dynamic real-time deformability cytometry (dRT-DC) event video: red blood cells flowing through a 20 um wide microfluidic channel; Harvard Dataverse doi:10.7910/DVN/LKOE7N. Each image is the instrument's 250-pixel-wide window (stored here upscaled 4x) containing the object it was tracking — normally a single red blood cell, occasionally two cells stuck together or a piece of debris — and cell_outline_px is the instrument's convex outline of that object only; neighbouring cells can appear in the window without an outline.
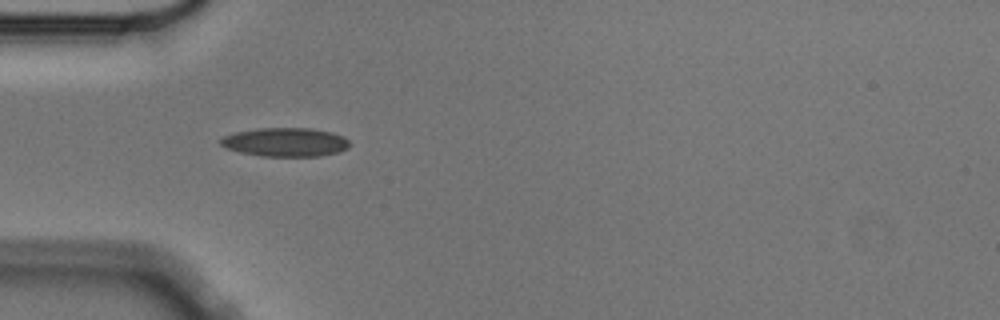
{"species": "Egyptian fruit bat (a non-hibernating species)", "species_latin": "Rousettus aegyptiacus", "temperature_condition": "cold", "stored_images_in_passage": 10, "camera_frame_rate_fps": 3000, "um_per_image_px": 0.085, "animal": {"sex": "male"}, "frame": {"image": 1, "passage_image": 4, "time_ms": 1.0, "image_size_px": [1000, 320], "cell_outline_px": [[348, 148], [340, 152], [320, 156], [260, 156], [240, 152], [224, 148], [220, 144], [220, 140], [224, 136], [236, 132], [260, 128], [312, 128], [332, 132], [344, 136], [348, 140]], "centroid_in_image_um": [24.27, 12.08], "position_along_channel_um": 60.7, "area_um2": 21.73}}
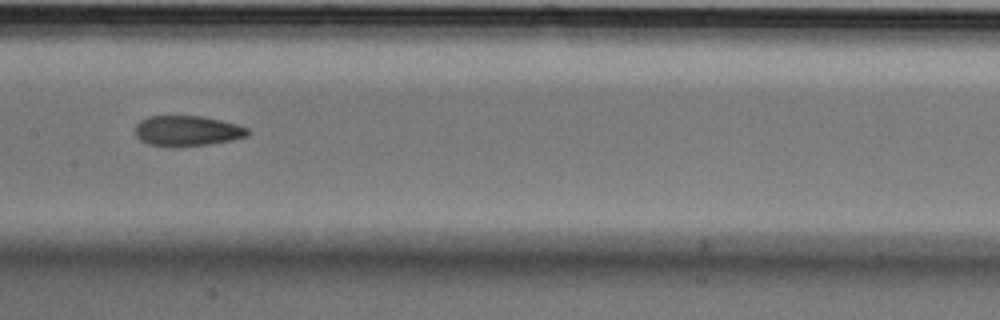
{"frame": {"image": 2, "passage_image": 7, "time_ms": 2.0, "image_size_px": [1000, 320], "cell_outline_px": [[248, 136], [232, 140], [208, 144], [176, 148], [148, 144], [140, 140], [136, 136], [136, 124], [140, 120], [148, 116], [200, 116], [220, 120], [236, 124], [248, 128]], "centroid_in_image_um": [15.88, 11.14], "position_along_channel_um": 191.5, "area_um2": 20.06}}
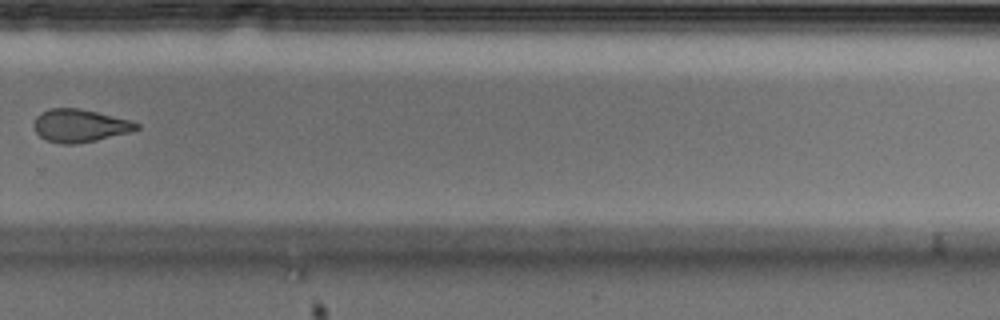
{"frame": {"image": 3, "passage_image": 10, "time_ms": 3.0, "image_size_px": [1000, 320], "cell_outline_px": [[140, 128], [132, 132], [96, 140], [76, 144], [60, 144], [44, 140], [36, 132], [32, 124], [36, 116], [40, 112], [48, 108], [80, 108], [132, 120], [140, 124]], "centroid_in_image_um": [6.78, 10.68], "position_along_channel_um": 323.0, "area_um2": 20.06}}